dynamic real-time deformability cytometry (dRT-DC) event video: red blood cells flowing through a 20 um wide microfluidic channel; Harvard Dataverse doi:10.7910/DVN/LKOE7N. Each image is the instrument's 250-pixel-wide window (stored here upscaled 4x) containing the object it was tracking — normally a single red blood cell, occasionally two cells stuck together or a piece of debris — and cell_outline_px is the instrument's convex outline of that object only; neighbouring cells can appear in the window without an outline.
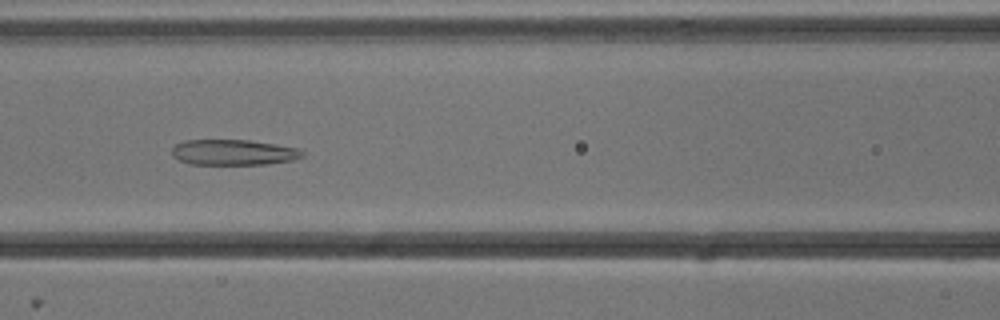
{"species": "common noctule bat (a hibernating species)", "species_latin": "Nyctalus noctula", "temperature_condition": "cold", "stored_images_in_passage": 53, "camera_frame_rate_fps": 3000, "um_per_image_px": 0.085, "animal": {"sex": "male", "body_mass_g": 13.3}, "frame": {"image": 1, "passage_image": 23, "time_ms": 7.333, "image_size_px": [1000, 320], "cell_outline_px": [[304, 156], [292, 160], [264, 164], [188, 164], [172, 156], [172, 148], [176, 144], [184, 140], [248, 140], [300, 148], [304, 152]], "centroid_in_image_um": [19.84, 12.94], "position_along_channel_um": 146.8, "area_um2": 19.42}}
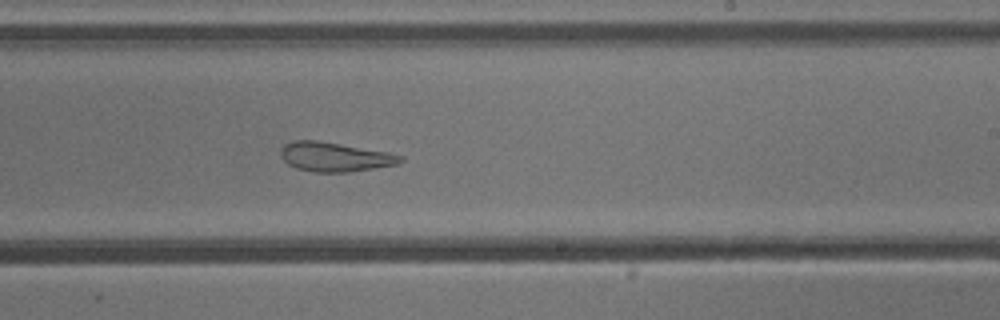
{"frame": {"image": 2, "passage_image": 32, "time_ms": 10.333, "image_size_px": [1000, 320], "cell_outline_px": [[404, 160], [396, 164], [348, 172], [312, 172], [296, 168], [288, 164], [280, 156], [280, 148], [284, 144], [292, 140], [316, 140], [388, 152], [404, 156]], "centroid_in_image_um": [28.41, 13.33], "position_along_channel_um": 260.6, "area_um2": 20.4}}
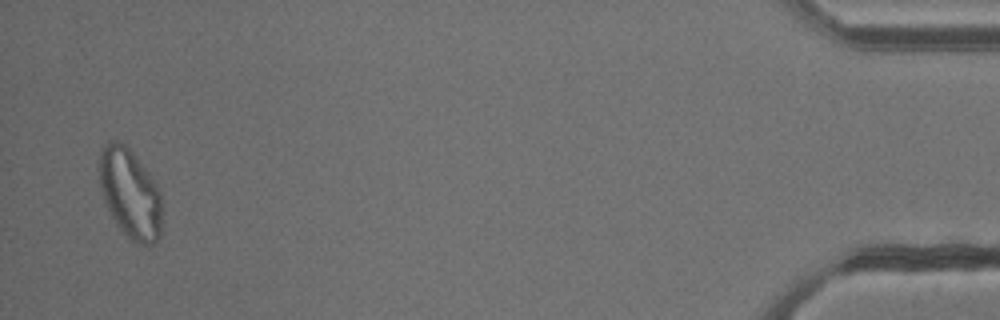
{"frame": {"image": 3, "passage_image": 52, "time_ms": 17.0, "image_size_px": [1000, 320], "cell_outline_px": [[160, 236], [148, 248], [136, 244], [116, 224], [104, 204], [100, 188], [100, 156], [108, 140], [116, 140], [128, 144], [148, 172], [156, 184], [160, 192]], "centroid_in_image_um": [11.05, 16.45], "position_along_channel_um": 424.2, "area_um2": 32.83}, "authors_computed_cell_mechanics": {"area_um2": 27.6284, "velocity_mm_per_s": 3.8022, "shape_relaxation_time_tau1_ms": null, "shape_relaxation_time_tau2_ms": 1.5651, "deformation_change_tau1": null, "deformation_change_tau2": 0.1074}}